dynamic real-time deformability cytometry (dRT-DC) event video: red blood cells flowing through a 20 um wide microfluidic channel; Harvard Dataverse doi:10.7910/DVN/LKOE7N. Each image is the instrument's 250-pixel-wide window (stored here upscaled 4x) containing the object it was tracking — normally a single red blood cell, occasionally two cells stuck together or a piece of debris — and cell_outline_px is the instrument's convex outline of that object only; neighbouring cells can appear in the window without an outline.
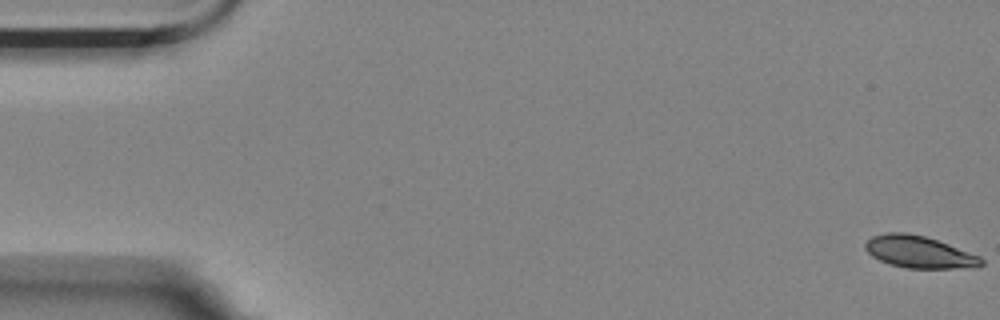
{"species": "Egyptian fruit bat (a non-hibernating species)", "species_latin": "Rousettus aegyptiacus", "temperature_condition": "room temperature", "stored_images_in_passage": 58, "camera_frame_rate_fps": 3000, "um_per_image_px": 0.085, "animal": {"sex": "female"}, "frame": {"image": 1, "passage_image": 1, "time_ms": 0.0, "image_size_px": [1000, 320], "cell_outline_px": [[984, 264], [976, 268], [904, 268], [880, 260], [872, 256], [864, 248], [864, 244], [872, 236], [888, 232], [908, 232], [924, 236], [948, 244], [980, 256], [984, 260]], "centroid_in_image_um": [78.15, 21.42], "position_along_channel_um": 6.9, "area_um2": 21.68}}
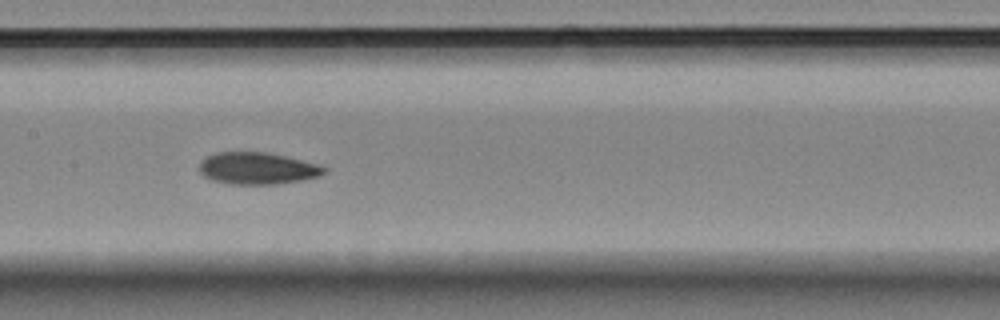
{"frame": {"image": 2, "passage_image": 28, "time_ms": 9.0, "image_size_px": [1000, 320], "cell_outline_px": [[328, 172], [320, 176], [300, 180], [276, 184], [228, 184], [212, 180], [204, 176], [200, 172], [200, 160], [216, 152], [268, 152], [320, 164], [328, 168]], "centroid_in_image_um": [21.91, 14.3], "position_along_channel_um": 185.5, "area_um2": 23.41}}
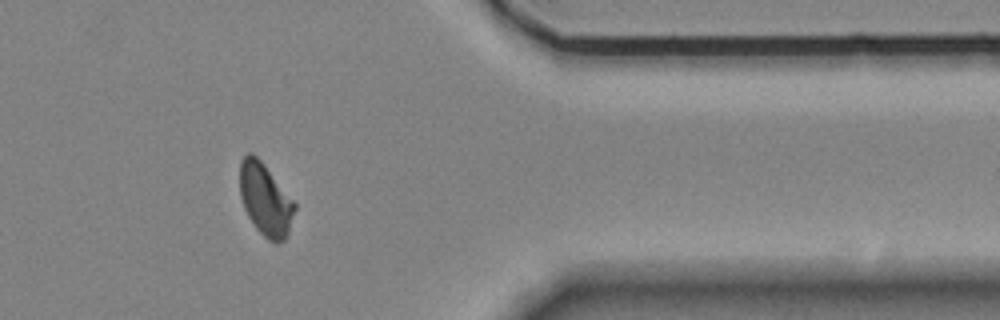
{"frame": {"image": 3, "passage_image": 47, "time_ms": 15.333, "image_size_px": [1000, 320], "cell_outline_px": [[296, 208], [288, 236], [284, 240], [276, 244], [268, 240], [256, 228], [248, 216], [244, 208], [240, 196], [240, 160], [248, 152], [252, 152], [264, 164], [296, 204]], "centroid_in_image_um": [22.56, 16.98], "position_along_channel_um": 388.8, "area_um2": 23.12}, "authors_computed_cell_mechanics": {"area_um2": 23.1489, "velocity_mm_per_s": 3.5142, "shape_relaxation_time_tau1_ms": 10.3922, "shape_relaxation_time_tau2_ms": 3.0264, "deformation_change_tau1": 0.1947, "deformation_change_tau2": 0.0821}}